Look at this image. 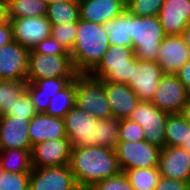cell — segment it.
Masks as SVG:
<instances>
[{"mask_svg":"<svg viewBox=\"0 0 190 190\" xmlns=\"http://www.w3.org/2000/svg\"><path fill=\"white\" fill-rule=\"evenodd\" d=\"M69 166L79 188L121 173L115 150L101 146L71 148Z\"/></svg>","mask_w":190,"mask_h":190,"instance_id":"cell-1","label":"cell"},{"mask_svg":"<svg viewBox=\"0 0 190 190\" xmlns=\"http://www.w3.org/2000/svg\"><path fill=\"white\" fill-rule=\"evenodd\" d=\"M110 45L103 24L80 18L77 22L74 45L69 51L75 71L90 73L102 60Z\"/></svg>","mask_w":190,"mask_h":190,"instance_id":"cell-2","label":"cell"},{"mask_svg":"<svg viewBox=\"0 0 190 190\" xmlns=\"http://www.w3.org/2000/svg\"><path fill=\"white\" fill-rule=\"evenodd\" d=\"M165 36L158 16L138 17L131 14V47L137 59L157 61L160 44Z\"/></svg>","mask_w":190,"mask_h":190,"instance_id":"cell-3","label":"cell"},{"mask_svg":"<svg viewBox=\"0 0 190 190\" xmlns=\"http://www.w3.org/2000/svg\"><path fill=\"white\" fill-rule=\"evenodd\" d=\"M75 105L98 120L113 117L105 92V82L90 73H77Z\"/></svg>","mask_w":190,"mask_h":190,"instance_id":"cell-4","label":"cell"},{"mask_svg":"<svg viewBox=\"0 0 190 190\" xmlns=\"http://www.w3.org/2000/svg\"><path fill=\"white\" fill-rule=\"evenodd\" d=\"M135 58L132 47L110 45L90 74L103 79L104 82L127 84L132 73V61Z\"/></svg>","mask_w":190,"mask_h":190,"instance_id":"cell-5","label":"cell"},{"mask_svg":"<svg viewBox=\"0 0 190 190\" xmlns=\"http://www.w3.org/2000/svg\"><path fill=\"white\" fill-rule=\"evenodd\" d=\"M161 148L146 140L138 142L118 141L115 152L121 172L137 168L159 167Z\"/></svg>","mask_w":190,"mask_h":190,"instance_id":"cell-6","label":"cell"},{"mask_svg":"<svg viewBox=\"0 0 190 190\" xmlns=\"http://www.w3.org/2000/svg\"><path fill=\"white\" fill-rule=\"evenodd\" d=\"M71 55H48L29 53L27 83L56 77H75Z\"/></svg>","mask_w":190,"mask_h":190,"instance_id":"cell-7","label":"cell"},{"mask_svg":"<svg viewBox=\"0 0 190 190\" xmlns=\"http://www.w3.org/2000/svg\"><path fill=\"white\" fill-rule=\"evenodd\" d=\"M71 148L98 146V119L74 106L64 117Z\"/></svg>","mask_w":190,"mask_h":190,"instance_id":"cell-8","label":"cell"},{"mask_svg":"<svg viewBox=\"0 0 190 190\" xmlns=\"http://www.w3.org/2000/svg\"><path fill=\"white\" fill-rule=\"evenodd\" d=\"M169 113L157 108L147 101H140L129 119L137 122L142 128L145 140L161 149L165 147L164 127Z\"/></svg>","mask_w":190,"mask_h":190,"instance_id":"cell-9","label":"cell"},{"mask_svg":"<svg viewBox=\"0 0 190 190\" xmlns=\"http://www.w3.org/2000/svg\"><path fill=\"white\" fill-rule=\"evenodd\" d=\"M164 72L157 61H132V73L127 85L136 93L140 101L150 102L158 88Z\"/></svg>","mask_w":190,"mask_h":190,"instance_id":"cell-10","label":"cell"},{"mask_svg":"<svg viewBox=\"0 0 190 190\" xmlns=\"http://www.w3.org/2000/svg\"><path fill=\"white\" fill-rule=\"evenodd\" d=\"M74 175L69 165L33 168L29 190H77Z\"/></svg>","mask_w":190,"mask_h":190,"instance_id":"cell-11","label":"cell"},{"mask_svg":"<svg viewBox=\"0 0 190 190\" xmlns=\"http://www.w3.org/2000/svg\"><path fill=\"white\" fill-rule=\"evenodd\" d=\"M189 98L185 86L176 75L164 74L150 102L157 108L173 114L180 113Z\"/></svg>","mask_w":190,"mask_h":190,"instance_id":"cell-12","label":"cell"},{"mask_svg":"<svg viewBox=\"0 0 190 190\" xmlns=\"http://www.w3.org/2000/svg\"><path fill=\"white\" fill-rule=\"evenodd\" d=\"M13 40L29 51L51 36L52 24L47 16L10 18Z\"/></svg>","mask_w":190,"mask_h":190,"instance_id":"cell-13","label":"cell"},{"mask_svg":"<svg viewBox=\"0 0 190 190\" xmlns=\"http://www.w3.org/2000/svg\"><path fill=\"white\" fill-rule=\"evenodd\" d=\"M29 50L15 40L0 47V80L26 81Z\"/></svg>","mask_w":190,"mask_h":190,"instance_id":"cell-14","label":"cell"},{"mask_svg":"<svg viewBox=\"0 0 190 190\" xmlns=\"http://www.w3.org/2000/svg\"><path fill=\"white\" fill-rule=\"evenodd\" d=\"M71 145L68 138L37 143L31 151L32 167H59L69 165Z\"/></svg>","mask_w":190,"mask_h":190,"instance_id":"cell-15","label":"cell"},{"mask_svg":"<svg viewBox=\"0 0 190 190\" xmlns=\"http://www.w3.org/2000/svg\"><path fill=\"white\" fill-rule=\"evenodd\" d=\"M31 119L16 116L0 117V151L33 148L28 134Z\"/></svg>","mask_w":190,"mask_h":190,"instance_id":"cell-16","label":"cell"},{"mask_svg":"<svg viewBox=\"0 0 190 190\" xmlns=\"http://www.w3.org/2000/svg\"><path fill=\"white\" fill-rule=\"evenodd\" d=\"M190 60V52L181 35L165 36L160 44L157 62L165 74L175 75Z\"/></svg>","mask_w":190,"mask_h":190,"instance_id":"cell-17","label":"cell"},{"mask_svg":"<svg viewBox=\"0 0 190 190\" xmlns=\"http://www.w3.org/2000/svg\"><path fill=\"white\" fill-rule=\"evenodd\" d=\"M157 16L166 36L181 35L190 24V0H165Z\"/></svg>","mask_w":190,"mask_h":190,"instance_id":"cell-18","label":"cell"},{"mask_svg":"<svg viewBox=\"0 0 190 190\" xmlns=\"http://www.w3.org/2000/svg\"><path fill=\"white\" fill-rule=\"evenodd\" d=\"M159 172L162 177L190 182V154L180 147L160 150Z\"/></svg>","mask_w":190,"mask_h":190,"instance_id":"cell-19","label":"cell"},{"mask_svg":"<svg viewBox=\"0 0 190 190\" xmlns=\"http://www.w3.org/2000/svg\"><path fill=\"white\" fill-rule=\"evenodd\" d=\"M28 134L33 147L37 143L68 138L63 118L50 116L46 113H37L32 117Z\"/></svg>","mask_w":190,"mask_h":190,"instance_id":"cell-20","label":"cell"},{"mask_svg":"<svg viewBox=\"0 0 190 190\" xmlns=\"http://www.w3.org/2000/svg\"><path fill=\"white\" fill-rule=\"evenodd\" d=\"M80 18L84 21L105 24L126 10V0H78Z\"/></svg>","mask_w":190,"mask_h":190,"instance_id":"cell-21","label":"cell"},{"mask_svg":"<svg viewBox=\"0 0 190 190\" xmlns=\"http://www.w3.org/2000/svg\"><path fill=\"white\" fill-rule=\"evenodd\" d=\"M105 92L113 117L118 119L129 118L140 102L139 97L127 84L105 82Z\"/></svg>","mask_w":190,"mask_h":190,"instance_id":"cell-22","label":"cell"},{"mask_svg":"<svg viewBox=\"0 0 190 190\" xmlns=\"http://www.w3.org/2000/svg\"><path fill=\"white\" fill-rule=\"evenodd\" d=\"M75 77H56L36 80L33 83H27L26 90L28 91L34 108L37 113H46L50 98L58 93Z\"/></svg>","mask_w":190,"mask_h":190,"instance_id":"cell-23","label":"cell"},{"mask_svg":"<svg viewBox=\"0 0 190 190\" xmlns=\"http://www.w3.org/2000/svg\"><path fill=\"white\" fill-rule=\"evenodd\" d=\"M111 45L131 47V14L125 10L118 17L103 24Z\"/></svg>","mask_w":190,"mask_h":190,"instance_id":"cell-24","label":"cell"},{"mask_svg":"<svg viewBox=\"0 0 190 190\" xmlns=\"http://www.w3.org/2000/svg\"><path fill=\"white\" fill-rule=\"evenodd\" d=\"M46 16L52 25L77 23L80 19L79 1H59L48 4Z\"/></svg>","mask_w":190,"mask_h":190,"instance_id":"cell-25","label":"cell"},{"mask_svg":"<svg viewBox=\"0 0 190 190\" xmlns=\"http://www.w3.org/2000/svg\"><path fill=\"white\" fill-rule=\"evenodd\" d=\"M76 80H71L58 93L50 98L46 114L63 118L75 106Z\"/></svg>","mask_w":190,"mask_h":190,"instance_id":"cell-26","label":"cell"},{"mask_svg":"<svg viewBox=\"0 0 190 190\" xmlns=\"http://www.w3.org/2000/svg\"><path fill=\"white\" fill-rule=\"evenodd\" d=\"M32 149H10L0 151V162L4 171L31 172Z\"/></svg>","mask_w":190,"mask_h":190,"instance_id":"cell-27","label":"cell"},{"mask_svg":"<svg viewBox=\"0 0 190 190\" xmlns=\"http://www.w3.org/2000/svg\"><path fill=\"white\" fill-rule=\"evenodd\" d=\"M167 147H180L190 134V125L180 113L169 114L164 127Z\"/></svg>","mask_w":190,"mask_h":190,"instance_id":"cell-28","label":"cell"},{"mask_svg":"<svg viewBox=\"0 0 190 190\" xmlns=\"http://www.w3.org/2000/svg\"><path fill=\"white\" fill-rule=\"evenodd\" d=\"M47 7L43 0H9L10 18L46 16Z\"/></svg>","mask_w":190,"mask_h":190,"instance_id":"cell-29","label":"cell"},{"mask_svg":"<svg viewBox=\"0 0 190 190\" xmlns=\"http://www.w3.org/2000/svg\"><path fill=\"white\" fill-rule=\"evenodd\" d=\"M124 173L135 190H154L161 177L159 167L137 168Z\"/></svg>","mask_w":190,"mask_h":190,"instance_id":"cell-30","label":"cell"},{"mask_svg":"<svg viewBox=\"0 0 190 190\" xmlns=\"http://www.w3.org/2000/svg\"><path fill=\"white\" fill-rule=\"evenodd\" d=\"M119 124L120 119L115 117L98 120V146L115 150Z\"/></svg>","mask_w":190,"mask_h":190,"instance_id":"cell-31","label":"cell"},{"mask_svg":"<svg viewBox=\"0 0 190 190\" xmlns=\"http://www.w3.org/2000/svg\"><path fill=\"white\" fill-rule=\"evenodd\" d=\"M37 114L32 99L27 90L13 101L8 107L2 108V116H16L20 118H32Z\"/></svg>","mask_w":190,"mask_h":190,"instance_id":"cell-32","label":"cell"},{"mask_svg":"<svg viewBox=\"0 0 190 190\" xmlns=\"http://www.w3.org/2000/svg\"><path fill=\"white\" fill-rule=\"evenodd\" d=\"M26 81H4L0 80V117L2 108L8 107L26 90Z\"/></svg>","mask_w":190,"mask_h":190,"instance_id":"cell-33","label":"cell"},{"mask_svg":"<svg viewBox=\"0 0 190 190\" xmlns=\"http://www.w3.org/2000/svg\"><path fill=\"white\" fill-rule=\"evenodd\" d=\"M165 0H126V10L138 17L157 16Z\"/></svg>","mask_w":190,"mask_h":190,"instance_id":"cell-34","label":"cell"},{"mask_svg":"<svg viewBox=\"0 0 190 190\" xmlns=\"http://www.w3.org/2000/svg\"><path fill=\"white\" fill-rule=\"evenodd\" d=\"M31 172L5 171L0 179V190H29Z\"/></svg>","mask_w":190,"mask_h":190,"instance_id":"cell-35","label":"cell"},{"mask_svg":"<svg viewBox=\"0 0 190 190\" xmlns=\"http://www.w3.org/2000/svg\"><path fill=\"white\" fill-rule=\"evenodd\" d=\"M143 128L129 118L120 119L118 141L138 142L145 140Z\"/></svg>","mask_w":190,"mask_h":190,"instance_id":"cell-36","label":"cell"},{"mask_svg":"<svg viewBox=\"0 0 190 190\" xmlns=\"http://www.w3.org/2000/svg\"><path fill=\"white\" fill-rule=\"evenodd\" d=\"M77 23L52 25L51 36L58 40L69 52L76 38Z\"/></svg>","mask_w":190,"mask_h":190,"instance_id":"cell-37","label":"cell"},{"mask_svg":"<svg viewBox=\"0 0 190 190\" xmlns=\"http://www.w3.org/2000/svg\"><path fill=\"white\" fill-rule=\"evenodd\" d=\"M91 190H135L124 172L94 184Z\"/></svg>","mask_w":190,"mask_h":190,"instance_id":"cell-38","label":"cell"},{"mask_svg":"<svg viewBox=\"0 0 190 190\" xmlns=\"http://www.w3.org/2000/svg\"><path fill=\"white\" fill-rule=\"evenodd\" d=\"M29 53H40L48 55H70L67 49L52 36L41 41Z\"/></svg>","mask_w":190,"mask_h":190,"instance_id":"cell-39","label":"cell"},{"mask_svg":"<svg viewBox=\"0 0 190 190\" xmlns=\"http://www.w3.org/2000/svg\"><path fill=\"white\" fill-rule=\"evenodd\" d=\"M154 190H190V182L161 176Z\"/></svg>","mask_w":190,"mask_h":190,"instance_id":"cell-40","label":"cell"},{"mask_svg":"<svg viewBox=\"0 0 190 190\" xmlns=\"http://www.w3.org/2000/svg\"><path fill=\"white\" fill-rule=\"evenodd\" d=\"M175 75L183 83L190 97V60L187 61Z\"/></svg>","mask_w":190,"mask_h":190,"instance_id":"cell-41","label":"cell"},{"mask_svg":"<svg viewBox=\"0 0 190 190\" xmlns=\"http://www.w3.org/2000/svg\"><path fill=\"white\" fill-rule=\"evenodd\" d=\"M13 41V27L11 21L0 24V47Z\"/></svg>","mask_w":190,"mask_h":190,"instance_id":"cell-42","label":"cell"},{"mask_svg":"<svg viewBox=\"0 0 190 190\" xmlns=\"http://www.w3.org/2000/svg\"><path fill=\"white\" fill-rule=\"evenodd\" d=\"M10 21L9 0H0V24Z\"/></svg>","mask_w":190,"mask_h":190,"instance_id":"cell-43","label":"cell"},{"mask_svg":"<svg viewBox=\"0 0 190 190\" xmlns=\"http://www.w3.org/2000/svg\"><path fill=\"white\" fill-rule=\"evenodd\" d=\"M180 114L183 116V118L187 121V123L190 125V98L182 108V111Z\"/></svg>","mask_w":190,"mask_h":190,"instance_id":"cell-44","label":"cell"},{"mask_svg":"<svg viewBox=\"0 0 190 190\" xmlns=\"http://www.w3.org/2000/svg\"><path fill=\"white\" fill-rule=\"evenodd\" d=\"M181 36L190 52V24L183 30Z\"/></svg>","mask_w":190,"mask_h":190,"instance_id":"cell-45","label":"cell"},{"mask_svg":"<svg viewBox=\"0 0 190 190\" xmlns=\"http://www.w3.org/2000/svg\"><path fill=\"white\" fill-rule=\"evenodd\" d=\"M180 148L184 149L186 152H188L190 154V134L186 138V141H184L182 143V145L180 146Z\"/></svg>","mask_w":190,"mask_h":190,"instance_id":"cell-46","label":"cell"},{"mask_svg":"<svg viewBox=\"0 0 190 190\" xmlns=\"http://www.w3.org/2000/svg\"><path fill=\"white\" fill-rule=\"evenodd\" d=\"M44 2H46L47 4H51L54 2H64V1H71V0H43Z\"/></svg>","mask_w":190,"mask_h":190,"instance_id":"cell-47","label":"cell"},{"mask_svg":"<svg viewBox=\"0 0 190 190\" xmlns=\"http://www.w3.org/2000/svg\"><path fill=\"white\" fill-rule=\"evenodd\" d=\"M4 169L2 168V164L0 162V179L2 178L3 174H4Z\"/></svg>","mask_w":190,"mask_h":190,"instance_id":"cell-48","label":"cell"},{"mask_svg":"<svg viewBox=\"0 0 190 190\" xmlns=\"http://www.w3.org/2000/svg\"><path fill=\"white\" fill-rule=\"evenodd\" d=\"M77 190H91L90 188H78Z\"/></svg>","mask_w":190,"mask_h":190,"instance_id":"cell-49","label":"cell"}]
</instances>
